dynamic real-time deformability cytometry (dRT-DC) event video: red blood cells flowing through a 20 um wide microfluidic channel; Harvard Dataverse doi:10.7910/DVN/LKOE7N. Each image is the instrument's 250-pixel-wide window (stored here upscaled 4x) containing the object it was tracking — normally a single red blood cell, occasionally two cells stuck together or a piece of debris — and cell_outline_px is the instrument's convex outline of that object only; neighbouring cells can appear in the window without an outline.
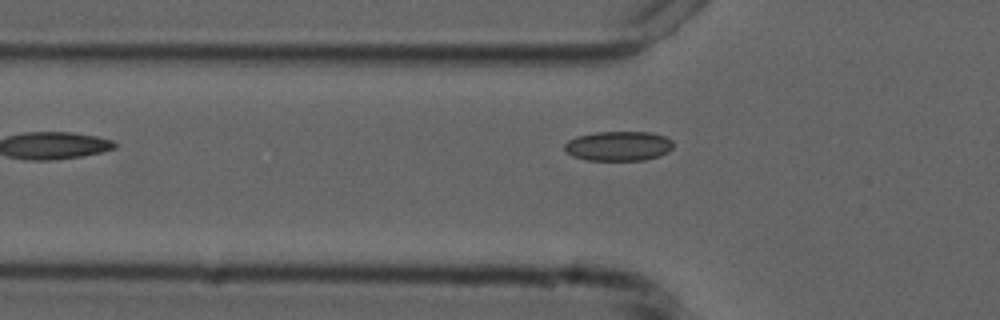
{"species": "common noctule bat (a hibernating species)", "species_latin": "Nyctalus noctula", "temperature_condition": "cold", "stored_images_in_passage": 3, "camera_frame_rate_fps": 3000, "um_per_image_px": 0.085, "animal": {"sex": "male", "forearm_length_mm": 52.5}, "frame": {"image": 1, "passage_image": 3, "time_ms": 3.333, "image_size_px": [1000, 320], "cell_outline_px": [[672, 148], [668, 152], [644, 160], [588, 160], [572, 156], [564, 148], [564, 144], [568, 140], [576, 136], [596, 132], [652, 132], [664, 136], [672, 140]], "centroid_in_image_um": [52.55, 12.4], "position_along_channel_um": 73.2, "area_um2": 18.73}}